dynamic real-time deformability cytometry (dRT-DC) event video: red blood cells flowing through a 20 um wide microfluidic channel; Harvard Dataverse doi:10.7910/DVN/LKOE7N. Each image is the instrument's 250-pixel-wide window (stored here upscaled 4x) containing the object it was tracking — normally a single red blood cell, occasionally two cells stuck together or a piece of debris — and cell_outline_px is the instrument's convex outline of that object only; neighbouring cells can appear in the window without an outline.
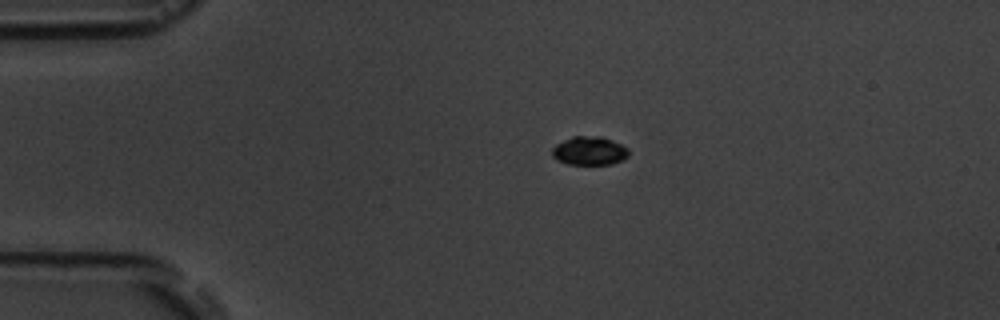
{"species": "common noctule bat (a hibernating species)", "species_latin": "Nyctalus noctula", "temperature_condition": "room temperature", "stored_images_in_passage": 14, "camera_frame_rate_fps": 3000, "um_per_image_px": 0.085, "animal": {"sex": "male", "body_mass_g": 19.5, "forearm_length_mm": 54.6}, "frame": {"image": 1, "passage_image": 3, "time_ms": 2.333, "image_size_px": [1000, 320], "cell_outline_px": [[628, 156], [624, 160], [612, 164], [568, 164], [556, 160], [552, 156], [552, 148], [556, 144], [572, 136], [600, 136], [612, 140], [628, 148]], "centroid_in_image_um": [50.09, 12.82], "position_along_channel_um": 34.9, "area_um2": 12.83}}
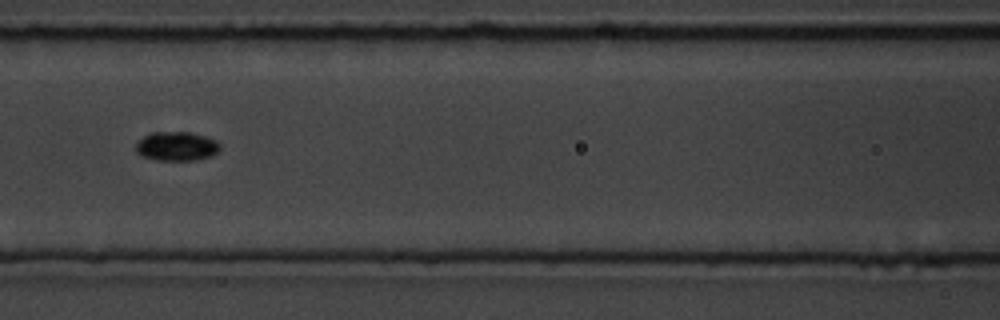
{"frame": {"image": 2, "passage_image": 6, "time_ms": 6.667, "image_size_px": [1000, 320], "cell_outline_px": [[220, 148], [212, 156], [196, 160], [156, 160], [140, 156], [136, 152], [136, 144], [144, 136], [152, 132], [192, 132], [216, 140], [220, 144]], "centroid_in_image_um": [15.01, 12.43], "position_along_channel_um": 151.6, "area_um2": 14.33}}
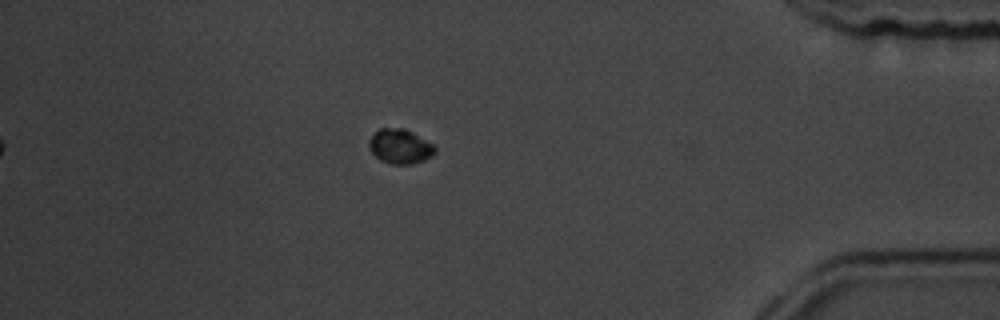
{"frame": {"image": 3, "passage_image": 13, "time_ms": 14.667, "image_size_px": [1000, 320], "cell_outline_px": [[436, 152], [432, 156], [424, 160], [412, 164], [392, 164], [380, 160], [368, 148], [368, 140], [380, 128], [404, 128], [412, 132], [432, 144], [436, 148]], "centroid_in_image_um": [34.0, 12.45], "position_along_channel_um": 401.2, "area_um2": 13.24}}